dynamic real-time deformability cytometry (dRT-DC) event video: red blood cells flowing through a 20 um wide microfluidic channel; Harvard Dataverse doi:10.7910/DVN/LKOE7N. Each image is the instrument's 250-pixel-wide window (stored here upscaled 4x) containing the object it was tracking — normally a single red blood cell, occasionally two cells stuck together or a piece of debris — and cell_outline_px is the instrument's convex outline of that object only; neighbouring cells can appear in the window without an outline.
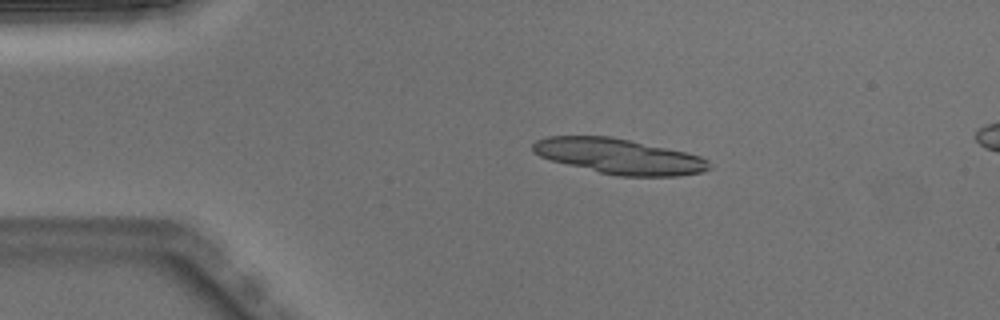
{"species": "Egyptian fruit bat (a non-hibernating species)", "species_latin": "Rousettus aegyptiacus", "temperature_condition": "warm", "stored_images_in_passage": 4, "camera_frame_rate_fps": 3000, "um_per_image_px": 0.085, "animal": {"sex": "male"}, "frame": {"image": 1, "passage_image": 2, "time_ms": 0.333, "image_size_px": [1000, 320], "cell_outline_px": [[712, 168], [704, 172], [676, 176], [620, 176], [600, 172], [552, 160], [540, 156], [532, 152], [532, 144], [536, 140], [548, 136], [612, 136], [688, 152], [700, 156], [708, 160]], "centroid_in_image_um": [52.66, 13.28], "position_along_channel_um": 32.3, "area_um2": 36.3}}
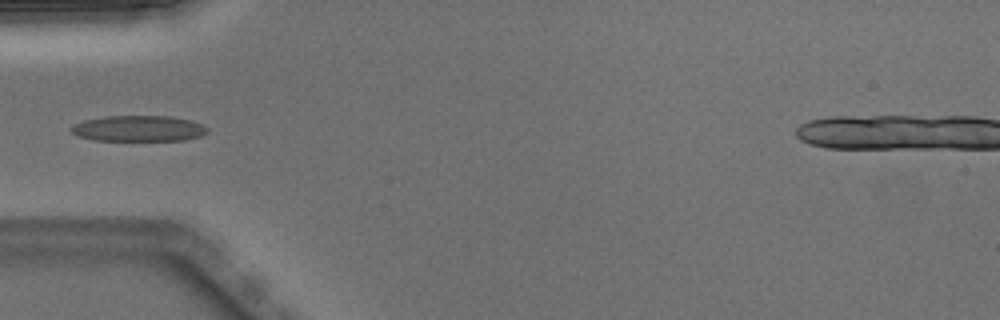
{"frame": {"image": 2, "passage_image": 4, "time_ms": 1.0, "image_size_px": [1000, 320], "cell_outline_px": [[208, 132], [200, 136], [184, 140], [92, 140], [80, 136], [72, 132], [72, 124], [84, 120], [104, 116], [172, 116], [188, 120], [200, 124], [208, 128]], "centroid_in_image_um": [11.77, 10.91], "position_along_channel_um": 73.2, "area_um2": 20.35}}